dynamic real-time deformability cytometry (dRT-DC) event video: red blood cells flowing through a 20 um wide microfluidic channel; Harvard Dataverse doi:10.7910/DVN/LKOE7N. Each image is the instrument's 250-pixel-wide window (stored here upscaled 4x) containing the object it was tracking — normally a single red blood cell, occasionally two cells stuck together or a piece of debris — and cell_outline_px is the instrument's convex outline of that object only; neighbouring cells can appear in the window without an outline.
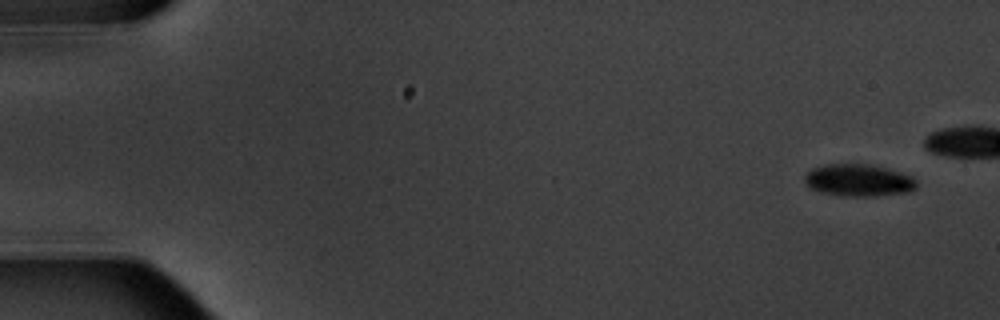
{"species": "common noctule bat (a hibernating species)", "species_latin": "Nyctalus noctula", "temperature_condition": "warm", "stored_images_in_passage": 16, "camera_frame_rate_fps": 3000, "um_per_image_px": 0.085, "animal": {"sex": "male", "body_mass_g": 20.1, "forearm_length_mm": 53.5}, "frame": {"image": 1, "passage_image": 1, "time_ms": 0.0, "image_size_px": [1000, 320], "cell_outline_px": [[916, 188], [908, 192], [876, 196], [840, 196], [820, 192], [808, 188], [804, 180], [804, 176], [812, 168], [824, 164], [868, 164], [888, 168], [912, 176], [916, 180]], "centroid_in_image_um": [72.95, 15.33], "position_along_channel_um": 12.0, "area_um2": 21.21}}
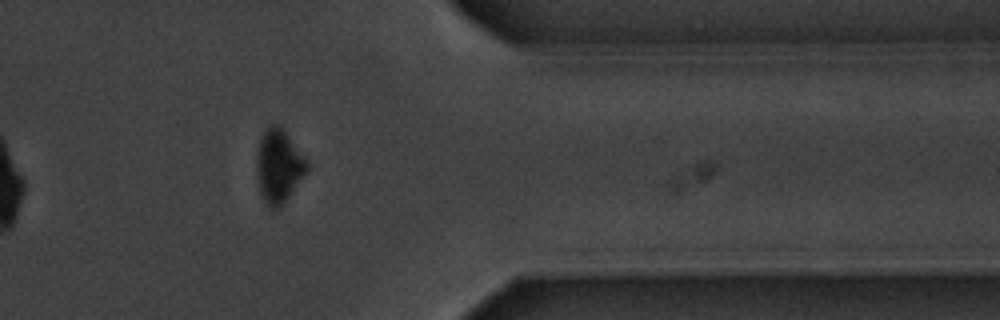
{"frame": {"image": 2, "passage_image": 14, "time_ms": 16.667, "image_size_px": [1000, 320], "cell_outline_px": [[308, 168], [288, 196], [272, 212], [268, 208], [260, 192], [256, 176], [256, 152], [260, 140], [264, 132], [272, 124], [280, 124], [284, 128], [308, 160]], "centroid_in_image_um": [23.67, 14.07], "position_along_channel_um": 387.7, "area_um2": 21.5}}
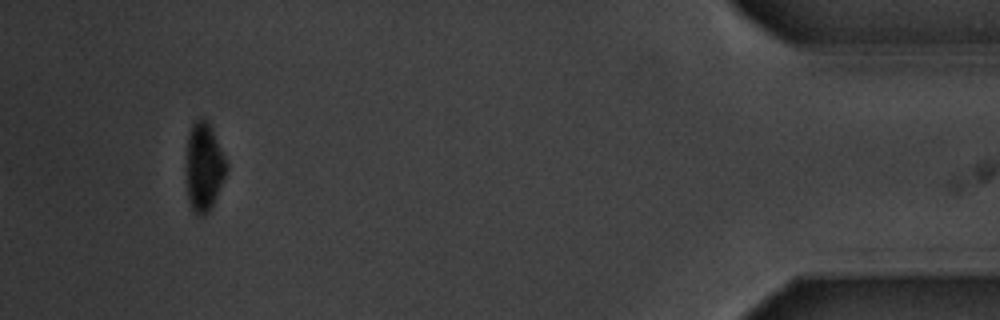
{"frame": {"image": 3, "passage_image": 16, "time_ms": 19.0, "image_size_px": [1000, 320], "cell_outline_px": [[228, 168], [224, 180], [212, 208], [204, 216], [196, 216], [188, 200], [184, 168], [188, 132], [192, 124], [196, 120], [204, 116], [208, 120], [228, 164]], "centroid_in_image_um": [17.31, 14.19], "position_along_channel_um": 417.9, "area_um2": 21.62}, "authors_computed_cell_mechanics": {"area_um2": 22.3108, "velocity_mm_per_s": 3.5204, "shape_relaxation_time_tau1_ms": 1.9845, "shape_relaxation_time_tau2_ms": null, "deformation_change_tau1": 0.1309, "deformation_change_tau2": null}}